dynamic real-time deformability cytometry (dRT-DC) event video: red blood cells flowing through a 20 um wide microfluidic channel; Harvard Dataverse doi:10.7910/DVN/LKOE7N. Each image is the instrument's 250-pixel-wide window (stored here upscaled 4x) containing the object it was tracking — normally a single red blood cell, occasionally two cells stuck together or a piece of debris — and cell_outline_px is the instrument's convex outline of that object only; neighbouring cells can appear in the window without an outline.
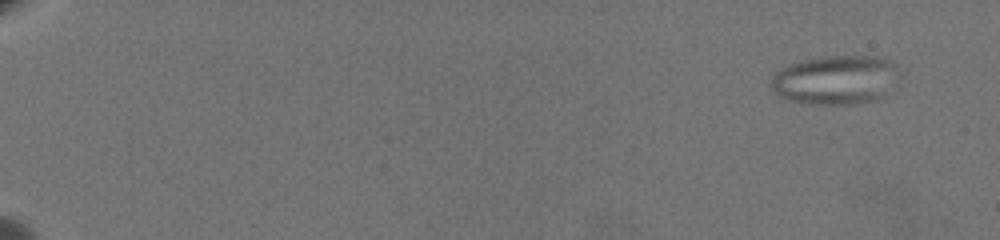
{"species": "common noctule bat (a hibernating species)", "species_latin": "Nyctalus noctula", "temperature_condition": "warm", "stored_images_in_passage": 66, "camera_frame_rate_fps": 3000, "um_per_image_px": 0.085, "animal": {"sex": "female", "body_mass_g": 19.5, "forearm_length_mm": 54.1}, "frame": {"image": 1, "passage_image": 5, "time_ms": 1.333, "image_size_px": [1000, 240], "cell_outline_px": [[896, 72], [876, 100], [860, 104], [808, 104], [788, 100], [776, 96], [772, 88], [772, 76], [780, 68], [788, 64], [804, 60], [828, 56], [876, 56], [888, 60], [896, 64]], "centroid_in_image_um": [70.88, 6.79], "position_along_channel_um": 14.1, "area_um2": 35.95}}
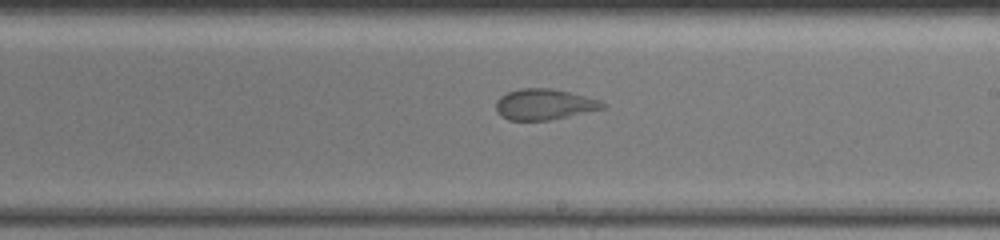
{"frame": {"image": 2, "passage_image": 43, "time_ms": 14.0, "image_size_px": [1000, 240], "cell_outline_px": [[608, 104], [604, 108], [568, 116], [548, 120], [508, 120], [500, 116], [496, 112], [496, 100], [500, 96], [508, 92], [520, 88], [552, 88], [600, 100]], "centroid_in_image_um": [46.23, 8.87], "position_along_channel_um": 242.8, "area_um2": 19.13}}
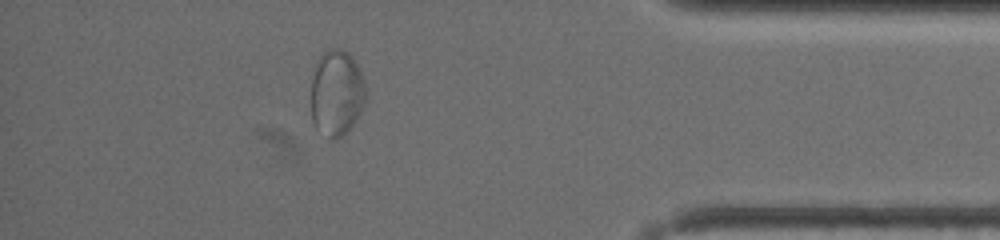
{"frame": {"image": 3, "passage_image": 60, "time_ms": 19.667, "image_size_px": [1000, 240], "cell_outline_px": [[364, 104], [360, 112], [352, 124], [336, 140], [332, 140], [316, 128], [312, 120], [312, 76], [320, 56], [328, 48], [340, 48], [348, 52], [352, 56], [364, 80]], "centroid_in_image_um": [28.59, 7.88], "position_along_channel_um": 406.6, "area_um2": 26.99}}